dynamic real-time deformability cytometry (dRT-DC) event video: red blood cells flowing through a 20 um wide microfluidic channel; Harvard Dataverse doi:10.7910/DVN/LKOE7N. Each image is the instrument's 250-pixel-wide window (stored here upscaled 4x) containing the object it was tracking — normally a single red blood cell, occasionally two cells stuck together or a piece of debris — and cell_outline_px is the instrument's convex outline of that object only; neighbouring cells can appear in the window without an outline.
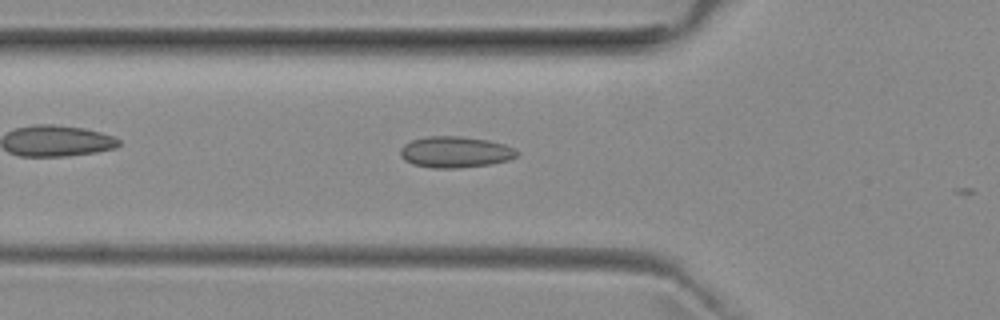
{"species": "common noctule bat (a hibernating species)", "species_latin": "Nyctalus noctula", "temperature_condition": "room temperature", "stored_images_in_passage": 9, "camera_frame_rate_fps": 3000, "um_per_image_px": 0.085, "animal": {"sex": "female", "body_mass_g": 29.2, "forearm_length_mm": 56.3}, "frame": {"image": 1, "passage_image": 4, "time_ms": 1.0, "image_size_px": [1000, 320], "cell_outline_px": [[520, 152], [516, 156], [508, 160], [492, 164], [456, 168], [432, 168], [412, 164], [404, 160], [400, 156], [400, 148], [404, 144], [412, 140], [428, 136], [460, 136], [488, 140], [504, 144], [516, 148]], "centroid_in_image_um": [38.7, 12.92], "position_along_channel_um": 87.1, "area_um2": 21.39}}
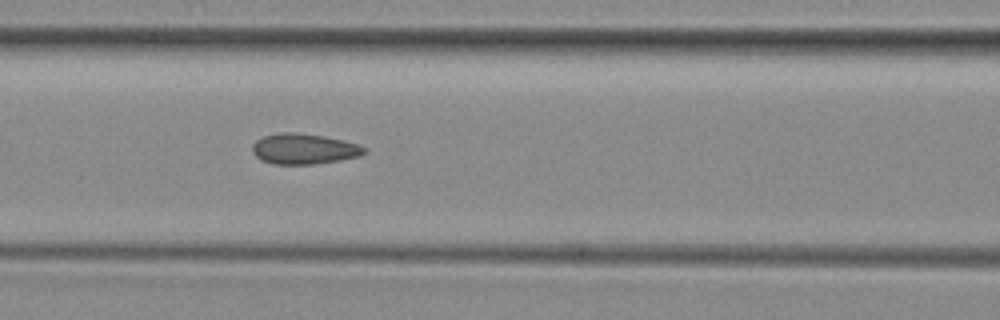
{"frame": {"image": 2, "passage_image": 8, "time_ms": 2.333, "image_size_px": [1000, 320], "cell_outline_px": [[364, 152], [360, 156], [340, 160], [316, 164], [272, 164], [260, 160], [252, 152], [252, 144], [256, 140], [264, 136], [280, 132], [292, 132], [324, 136], [344, 140], [356, 144], [364, 148]], "centroid_in_image_um": [25.78, 12.66], "position_along_channel_um": 140.8, "area_um2": 19.88}}